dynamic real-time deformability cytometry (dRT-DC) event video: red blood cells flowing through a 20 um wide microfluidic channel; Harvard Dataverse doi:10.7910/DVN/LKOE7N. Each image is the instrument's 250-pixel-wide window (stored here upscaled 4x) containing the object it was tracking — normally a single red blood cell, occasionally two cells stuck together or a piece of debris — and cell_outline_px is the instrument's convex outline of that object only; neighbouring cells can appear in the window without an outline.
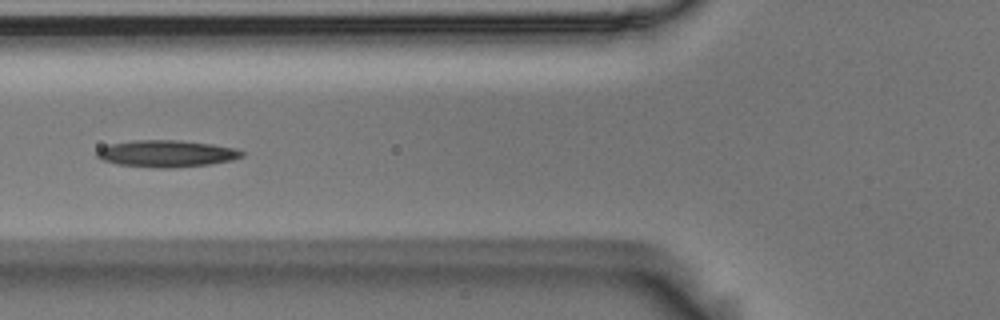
{"species": "Egyptian fruit bat (a non-hibernating species)", "species_latin": "Rousettus aegyptiacus", "temperature_condition": "room temperature", "stored_images_in_passage": 5, "camera_frame_rate_fps": 3000, "um_per_image_px": 0.085, "animal": {"sex": "male"}, "frame": {"image": 1, "passage_image": 5, "time_ms": 1.333, "image_size_px": [1000, 320], "cell_outline_px": [[244, 156], [232, 160], [208, 164], [176, 168], [156, 168], [116, 164], [104, 160], [96, 156], [96, 152], [100, 148], [108, 144], [132, 140], [176, 140], [212, 144], [236, 148], [244, 152]], "centroid_in_image_um": [14.15, 13.06], "position_along_channel_um": 111.7, "area_um2": 22.77}}